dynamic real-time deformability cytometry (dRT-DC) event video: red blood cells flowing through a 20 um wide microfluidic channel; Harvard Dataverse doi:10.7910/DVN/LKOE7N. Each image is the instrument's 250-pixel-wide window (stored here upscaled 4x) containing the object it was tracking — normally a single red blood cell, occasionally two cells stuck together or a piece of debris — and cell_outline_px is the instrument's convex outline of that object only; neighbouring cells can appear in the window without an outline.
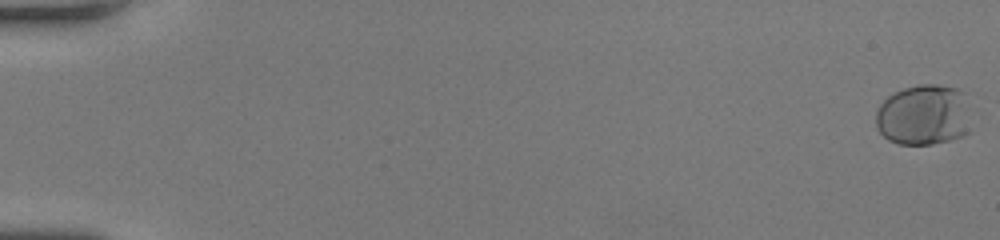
{"species": "human", "species_latin": "Homo sapiens", "temperature_condition": "room temperature", "stored_images_in_passage": 44, "camera_frame_rate_fps": 3000, "um_per_image_px": 0.085, "donor": {"sex": "female"}, "frame": {"image": 1, "passage_image": 1, "time_ms": 0.0, "image_size_px": [1000, 240], "cell_outline_px": [[972, 132], [948, 140], [932, 144], [900, 144], [888, 140], [876, 128], [876, 112], [880, 104], [888, 96], [904, 88], [916, 84], [936, 84], [956, 88], [964, 92]], "centroid_in_image_um": [78.52, 9.77], "position_along_channel_um": 6.5, "area_um2": 33.99}}
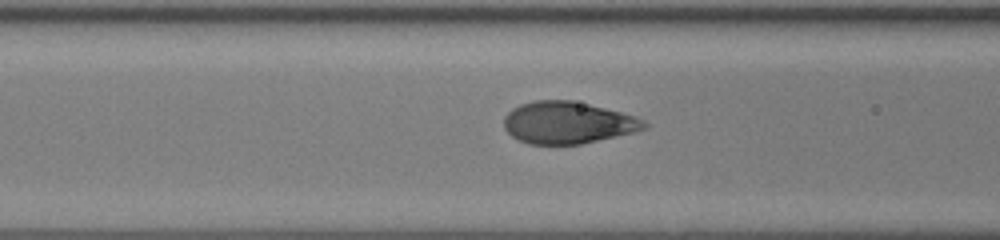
{"frame": {"image": 2, "passage_image": 24, "time_ms": 7.667, "image_size_px": [1000, 240], "cell_outline_px": [[648, 128], [636, 132], [580, 144], [528, 144], [512, 136], [504, 128], [504, 116], [512, 108], [520, 104], [532, 100], [572, 100], [636, 116], [644, 120], [648, 124]], "centroid_in_image_um": [48.26, 10.42], "position_along_channel_um": 118.3, "area_um2": 34.39}}
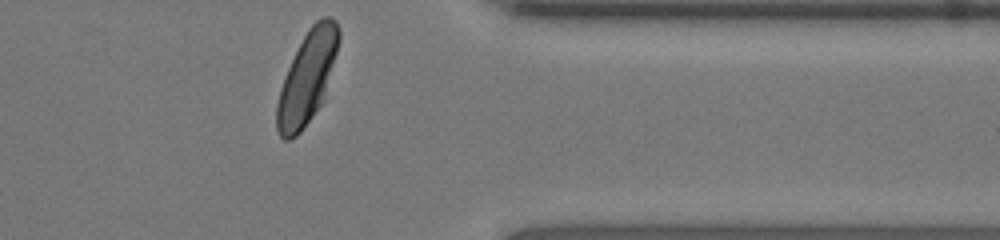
{"frame": {"image": 3, "passage_image": 44, "time_ms": 14.333, "image_size_px": [1000, 240], "cell_outline_px": [[340, 40], [324, 100], [300, 132], [296, 136], [288, 140], [284, 140], [280, 136], [276, 128], [276, 104], [280, 88], [288, 68], [308, 28], [316, 20], [324, 16], [328, 16], [336, 20], [340, 28]], "centroid_in_image_um": [26.13, 6.58], "position_along_channel_um": 385.3, "area_um2": 33.06}, "authors_computed_cell_mechanics": {"area_um2": 34.3621, "velocity_mm_per_s": 4.1603, "shape_relaxation_time_tau1_ms": 2.226, "shape_relaxation_time_tau2_ms": null, "deformation_change_tau1": 0.1817, "deformation_change_tau2": null}}